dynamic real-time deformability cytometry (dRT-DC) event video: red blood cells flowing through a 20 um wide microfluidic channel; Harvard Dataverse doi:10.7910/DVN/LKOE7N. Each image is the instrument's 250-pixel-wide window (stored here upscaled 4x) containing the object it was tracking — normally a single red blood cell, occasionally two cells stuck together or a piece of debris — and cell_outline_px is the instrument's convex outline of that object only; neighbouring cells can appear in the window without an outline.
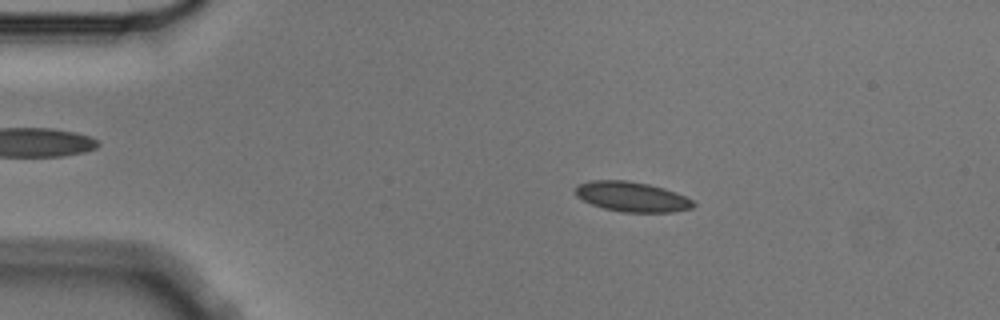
{"species": "Egyptian fruit bat (a non-hibernating species)", "species_latin": "Rousettus aegyptiacus", "temperature_condition": "cold", "stored_images_in_passage": 3, "camera_frame_rate_fps": 3000, "um_per_image_px": 0.085, "animal": {"sex": "male"}, "frame": {"image": 1, "passage_image": 2, "time_ms": 0.333, "image_size_px": [1000, 320], "cell_outline_px": [[696, 204], [692, 208], [672, 212], [624, 212], [604, 208], [592, 204], [576, 196], [576, 184], [588, 180], [628, 180], [648, 184], [664, 188], [676, 192], [692, 200]], "centroid_in_image_um": [53.7, 16.71], "position_along_channel_um": 31.3, "area_um2": 20.58}}